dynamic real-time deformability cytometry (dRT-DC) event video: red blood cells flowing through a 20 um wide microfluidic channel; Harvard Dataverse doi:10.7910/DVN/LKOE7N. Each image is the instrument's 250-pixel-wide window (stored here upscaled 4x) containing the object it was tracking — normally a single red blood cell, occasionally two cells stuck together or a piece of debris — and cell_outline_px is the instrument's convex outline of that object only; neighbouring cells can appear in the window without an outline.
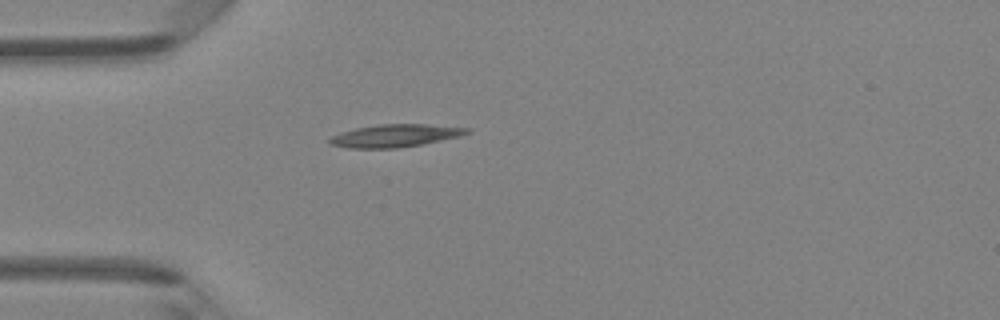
{"species": "Egyptian fruit bat (a non-hibernating species)", "species_latin": "Rousettus aegyptiacus", "temperature_condition": "room temperature", "stored_images_in_passage": 1, "camera_frame_rate_fps": 3000, "um_per_image_px": 0.085, "animal": {"sex": "female"}, "frame": {"image": 1, "passage_image": 1, "time_ms": 0.0, "image_size_px": [1000, 320], "cell_outline_px": [[472, 132], [460, 136], [420, 144], [396, 148], [348, 148], [328, 144], [328, 140], [332, 136], [340, 132], [356, 128], [380, 124], [424, 124], [472, 128]], "centroid_in_image_um": [33.58, 11.53], "position_along_channel_um": 51.4, "area_um2": 18.09}}